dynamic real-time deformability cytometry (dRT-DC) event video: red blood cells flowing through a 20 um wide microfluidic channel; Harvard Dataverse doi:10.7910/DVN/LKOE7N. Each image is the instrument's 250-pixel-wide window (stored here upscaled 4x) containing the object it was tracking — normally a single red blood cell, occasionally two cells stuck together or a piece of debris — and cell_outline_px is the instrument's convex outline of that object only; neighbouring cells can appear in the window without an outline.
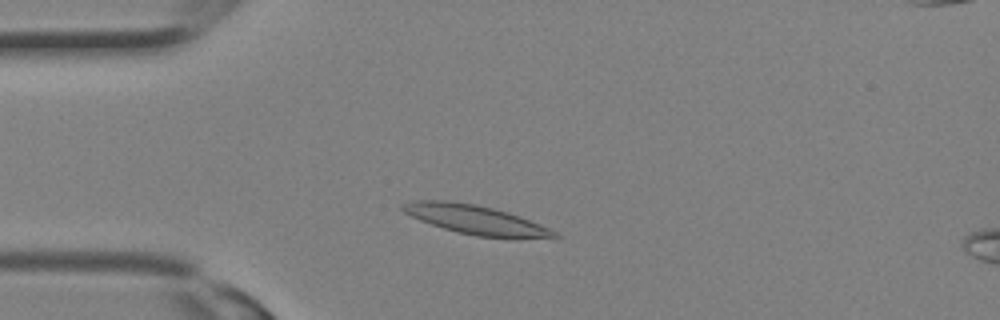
{"species": "Egyptian fruit bat (a non-hibernating species)", "species_latin": "Rousettus aegyptiacus", "temperature_condition": "room temperature", "stored_images_in_passage": 10, "camera_frame_rate_fps": 3000, "um_per_image_px": 0.085, "animal": {"sex": "female"}, "frame": {"image": 1, "passage_image": 1, "time_ms": 0.0, "image_size_px": [1000, 320], "cell_outline_px": [[560, 236], [476, 236], [456, 232], [420, 220], [404, 212], [400, 208], [400, 204], [416, 200], [444, 200], [476, 204], [508, 212], [540, 224], [556, 232]], "centroid_in_image_um": [40.28, 18.62], "position_along_channel_um": 44.7, "area_um2": 24.74}}
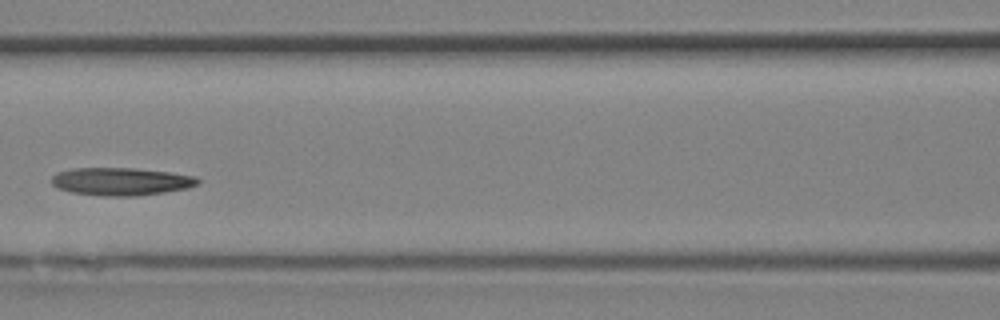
{"frame": {"image": 2, "passage_image": 7, "time_ms": 2.0, "image_size_px": [1000, 320], "cell_outline_px": [[200, 180], [196, 184], [188, 188], [164, 192], [136, 196], [104, 196], [72, 192], [56, 188], [52, 184], [52, 176], [56, 172], [72, 168], [136, 168], [168, 172], [196, 176]], "centroid_in_image_um": [10.26, 15.42], "position_along_channel_um": 156.3, "area_um2": 23.7}}
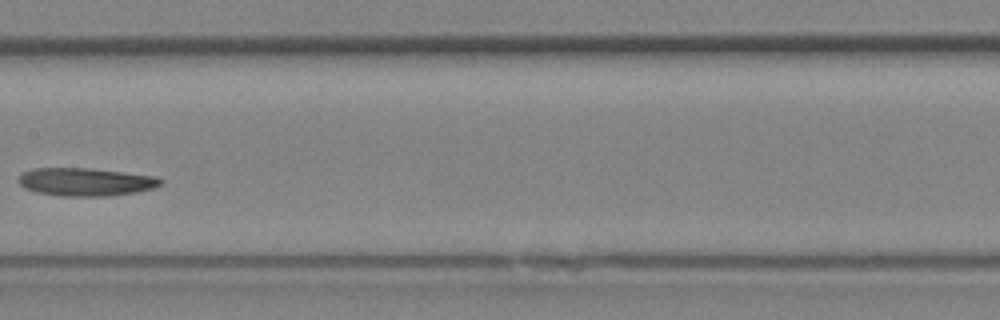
{"frame": {"image": 3, "passage_image": 9, "time_ms": 2.667, "image_size_px": [1000, 320], "cell_outline_px": [[164, 180], [156, 188], [136, 192], [112, 196], [60, 196], [36, 192], [24, 188], [16, 180], [24, 172], [32, 168], [92, 168], [156, 176]], "centroid_in_image_um": [7.29, 15.46], "position_along_channel_um": 200.1, "area_um2": 23.47}}